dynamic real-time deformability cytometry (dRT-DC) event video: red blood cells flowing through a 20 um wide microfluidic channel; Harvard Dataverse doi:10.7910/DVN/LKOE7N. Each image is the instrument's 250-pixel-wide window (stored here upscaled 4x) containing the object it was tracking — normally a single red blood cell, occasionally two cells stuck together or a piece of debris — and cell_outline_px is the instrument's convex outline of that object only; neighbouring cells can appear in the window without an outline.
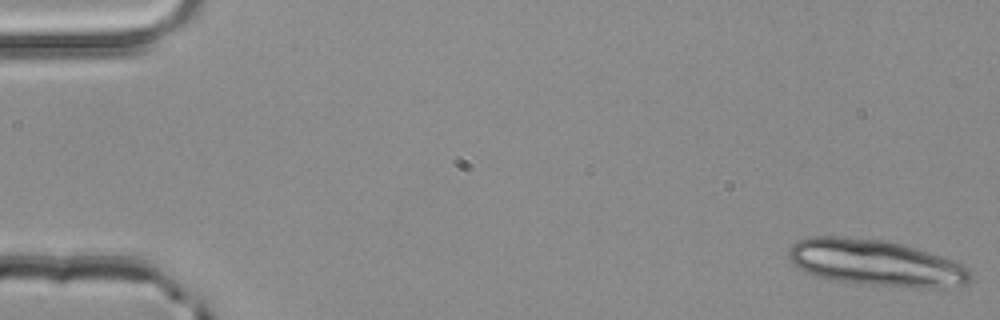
{"species": "common noctule bat (a hibernating species)", "species_latin": "Nyctalus noctula", "temperature_condition": "room temperature", "stored_images_in_passage": 15, "camera_frame_rate_fps": 3000, "um_per_image_px": 0.085, "animal": {"sex": "male", "body_mass_g": 20.4}, "frame": {"image": 1, "passage_image": 1, "time_ms": 0.0, "image_size_px": [1000, 320], "cell_outline_px": [[972, 280], [968, 284], [932, 288], [912, 288], [868, 284], [832, 280], [812, 276], [804, 272], [788, 256], [788, 248], [796, 240], [812, 236], [840, 236], [888, 240], [904, 244], [964, 264], [972, 272]], "centroid_in_image_um": [74.45, 22.34], "position_along_channel_um": 10.5, "area_um2": 49.48}}